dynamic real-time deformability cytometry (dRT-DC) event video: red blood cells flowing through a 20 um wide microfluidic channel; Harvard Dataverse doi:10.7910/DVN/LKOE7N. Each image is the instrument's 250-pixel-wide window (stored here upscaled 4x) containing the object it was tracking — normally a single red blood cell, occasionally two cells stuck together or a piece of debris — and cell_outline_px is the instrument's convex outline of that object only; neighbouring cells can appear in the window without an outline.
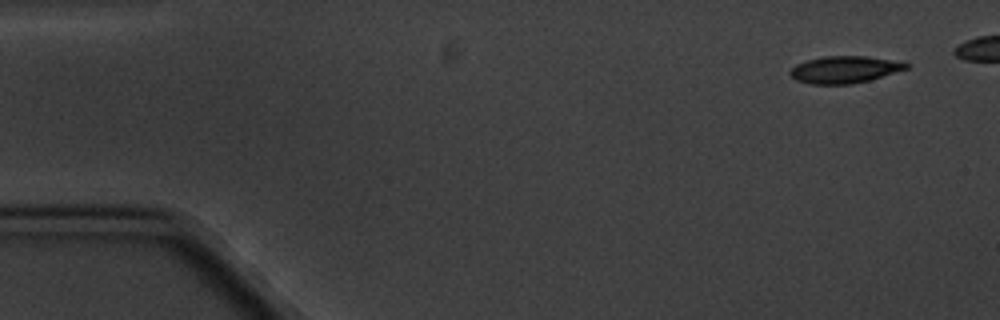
{"species": "common noctule bat (a hibernating species)", "species_latin": "Nyctalus noctula", "temperature_condition": "cold", "stored_images_in_passage": 6, "camera_frame_rate_fps": 3000, "um_per_image_px": 0.085, "animal": {"sex": "male", "body_mass_g": 20.1, "forearm_length_mm": 53.5}, "frame": {"image": 1, "passage_image": 1, "time_ms": 0.0, "image_size_px": [1000, 320], "cell_outline_px": [[908, 68], [868, 80], [852, 84], [808, 84], [796, 80], [788, 72], [796, 64], [808, 60], [824, 56], [868, 56], [908, 60]], "centroid_in_image_um": [71.84, 5.89], "position_along_channel_um": 13.2, "area_um2": 18.5}}